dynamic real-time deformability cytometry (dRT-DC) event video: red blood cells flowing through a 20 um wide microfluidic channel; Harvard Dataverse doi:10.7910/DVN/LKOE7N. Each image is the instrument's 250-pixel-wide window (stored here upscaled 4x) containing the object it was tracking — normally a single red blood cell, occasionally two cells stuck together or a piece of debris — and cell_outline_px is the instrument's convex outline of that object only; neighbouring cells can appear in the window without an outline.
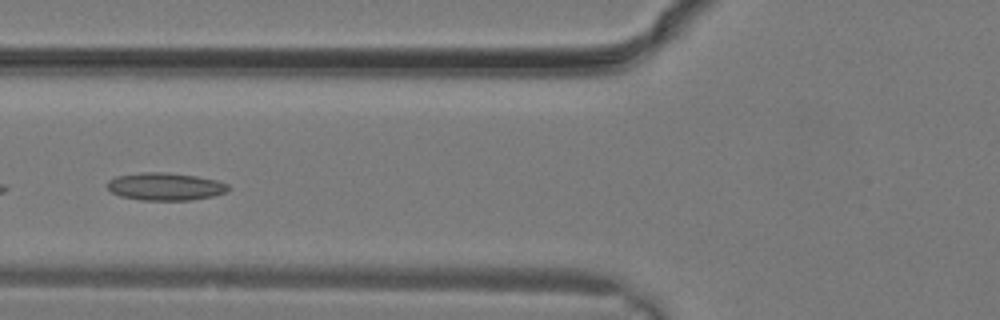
{"species": "common noctule bat (a hibernating species)", "species_latin": "Nyctalus noctula", "temperature_condition": "warm", "stored_images_in_passage": 11, "camera_frame_rate_fps": 3000, "um_per_image_px": 0.085, "animal": {"sex": "male", "body_mass_g": 19.2, "forearm_length_mm": 51.8}, "frame": {"image": 1, "passage_image": 8, "time_ms": 2.333, "image_size_px": [1000, 320], "cell_outline_px": [[228, 192], [212, 196], [188, 200], [140, 200], [120, 196], [112, 192], [108, 188], [108, 180], [116, 176], [140, 172], [168, 172], [196, 176], [216, 180], [228, 184]], "centroid_in_image_um": [14.04, 15.85], "position_along_channel_um": 111.8, "area_um2": 19.48}}
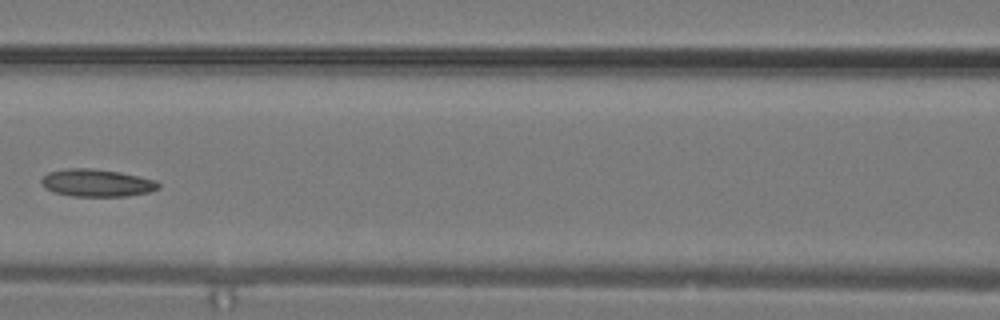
{"frame": {"image": 2, "passage_image": 10, "time_ms": 3.0, "image_size_px": [1000, 320], "cell_outline_px": [[160, 188], [148, 192], [124, 196], [72, 196], [52, 192], [40, 180], [48, 172], [68, 168], [88, 168], [120, 172], [156, 180], [160, 184]], "centroid_in_image_um": [8.24, 15.54], "position_along_channel_um": 158.4, "area_um2": 18.55}}